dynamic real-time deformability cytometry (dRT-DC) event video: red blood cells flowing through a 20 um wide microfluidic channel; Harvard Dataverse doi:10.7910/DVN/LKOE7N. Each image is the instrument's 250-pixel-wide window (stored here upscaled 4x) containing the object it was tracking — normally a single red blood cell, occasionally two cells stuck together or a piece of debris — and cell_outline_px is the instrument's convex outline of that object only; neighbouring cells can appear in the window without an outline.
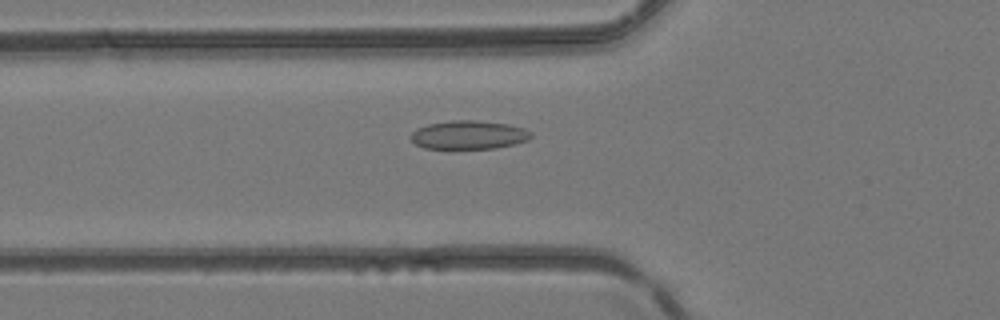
{"species": "common noctule bat (a hibernating species)", "species_latin": "Nyctalus noctula", "temperature_condition": "room temperature", "stored_images_in_passage": 44, "camera_frame_rate_fps": 3000, "um_per_image_px": 0.085, "animal": {"sex": "female", "body_mass_g": 24.6, "forearm_length_mm": 56.2}, "frame": {"image": 1, "passage_image": 14, "time_ms": 4.333, "image_size_px": [1000, 320], "cell_outline_px": [[532, 136], [528, 140], [496, 148], [424, 148], [416, 144], [408, 136], [416, 128], [428, 124], [452, 120], [476, 120], [508, 124], [524, 128], [532, 132]], "centroid_in_image_um": [39.83, 11.45], "position_along_channel_um": 86.0, "area_um2": 20.0}}
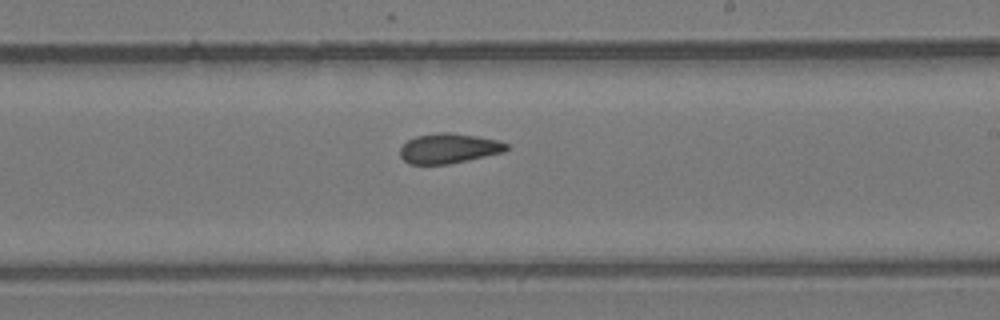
{"frame": {"image": 2, "passage_image": 25, "time_ms": 8.0, "image_size_px": [1000, 320], "cell_outline_px": [[508, 148], [504, 152], [448, 164], [408, 164], [400, 156], [400, 148], [408, 140], [416, 136], [436, 132], [452, 132], [500, 140], [508, 144]], "centroid_in_image_um": [38.15, 12.6], "position_along_channel_um": 250.9, "area_um2": 18.61}}
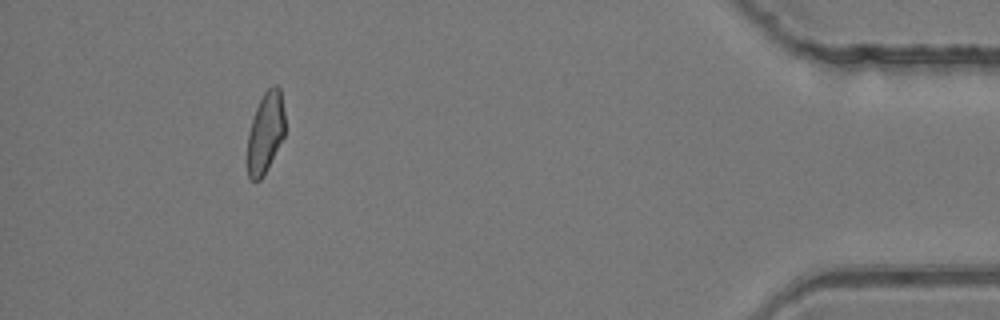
{"frame": {"image": 3, "passage_image": 40, "time_ms": 13.0, "image_size_px": [1000, 320], "cell_outline_px": [[284, 136], [268, 168], [260, 180], [252, 180], [248, 176], [248, 132], [256, 108], [264, 92], [268, 88], [276, 84], [280, 88], [284, 112]], "centroid_in_image_um": [22.57, 11.26], "position_along_channel_um": 412.6, "area_um2": 17.51}}